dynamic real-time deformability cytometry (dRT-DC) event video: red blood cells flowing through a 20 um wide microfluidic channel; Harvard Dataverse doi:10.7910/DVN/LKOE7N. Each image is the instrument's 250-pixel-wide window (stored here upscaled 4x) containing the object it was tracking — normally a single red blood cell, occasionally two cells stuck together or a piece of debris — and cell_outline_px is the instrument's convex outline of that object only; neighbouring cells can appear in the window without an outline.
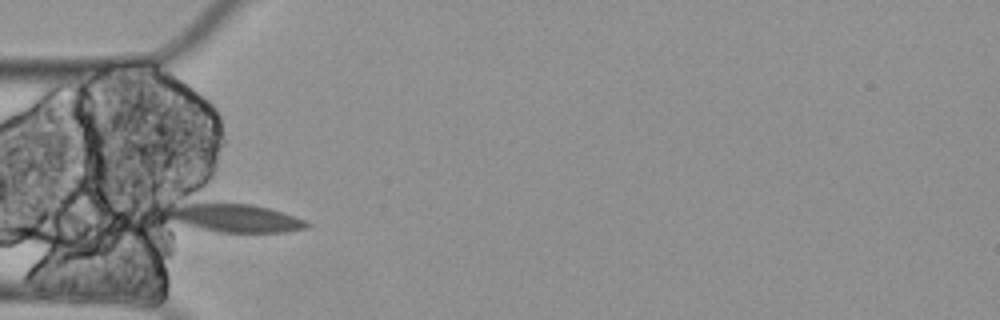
{"species": "Egyptian fruit bat (a non-hibernating species)", "species_latin": "Rousettus aegyptiacus", "temperature_condition": "cold", "stored_images_in_passage": 11, "camera_frame_rate_fps": 3000, "um_per_image_px": 0.085, "animal": {"sex": "female"}, "frame": {"image": 1, "passage_image": 1, "time_ms": 0.0, "image_size_px": [1000, 320], "cell_outline_px": [[312, 224], [308, 228], [284, 232], [220, 232], [200, 228], [168, 220], [160, 208], [164, 204], [196, 200], [248, 204], [268, 208], [304, 220]], "centroid_in_image_um": [19.68, 18.46], "position_along_channel_um": 65.3, "area_um2": 24.28}}
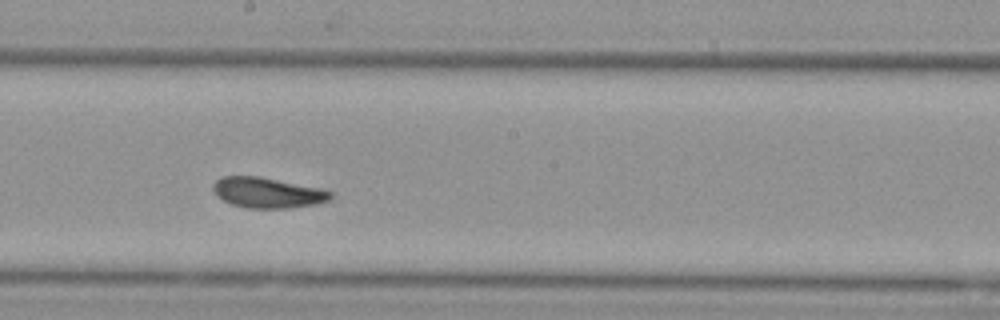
{"frame": {"image": 2, "passage_image": 5, "time_ms": 1.333, "image_size_px": [1000, 320], "cell_outline_px": [[332, 200], [316, 204], [288, 208], [248, 208], [232, 204], [216, 196], [212, 188], [212, 184], [220, 176], [260, 176], [324, 188], [332, 192]], "centroid_in_image_um": [22.77, 16.36], "position_along_channel_um": 225.4, "area_um2": 21.21}}
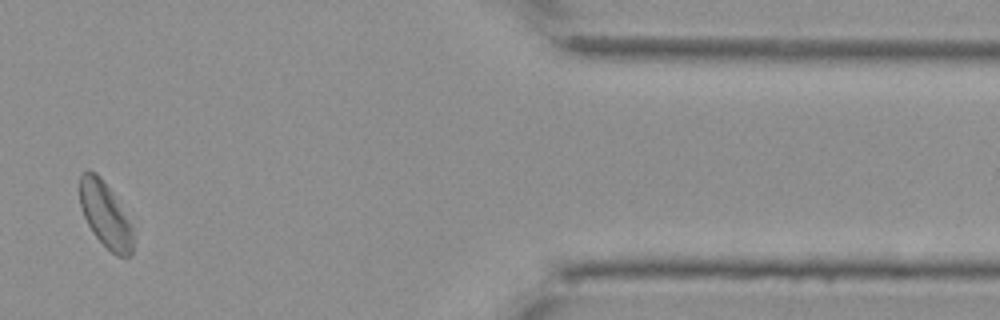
{"frame": {"image": 3, "passage_image": 10, "time_ms": 3.0, "image_size_px": [1000, 320], "cell_outline_px": [[132, 252], [128, 256], [116, 256], [92, 232], [80, 208], [80, 172], [88, 168], [96, 172], [100, 176], [112, 192], [128, 220], [132, 228]], "centroid_in_image_um": [8.9, 18.2], "position_along_channel_um": 402.5, "area_um2": 20.0}}